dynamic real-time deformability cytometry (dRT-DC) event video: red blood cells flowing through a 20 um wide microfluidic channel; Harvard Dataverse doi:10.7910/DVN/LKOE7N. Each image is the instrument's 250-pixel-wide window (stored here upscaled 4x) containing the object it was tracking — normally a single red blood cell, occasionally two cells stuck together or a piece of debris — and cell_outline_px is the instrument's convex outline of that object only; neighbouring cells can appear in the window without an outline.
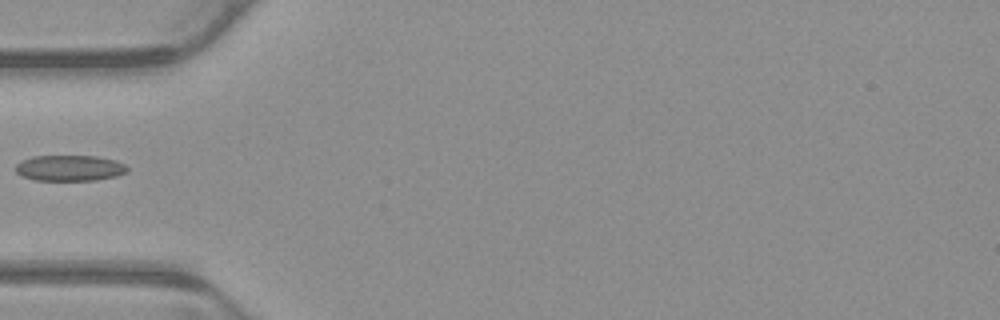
{"species": "common noctule bat (a hibernating species)", "species_latin": "Nyctalus noctula", "temperature_condition": "warm", "stored_images_in_passage": 2, "camera_frame_rate_fps": 3000, "um_per_image_px": 0.085, "animal": {"sex": "male", "body_mass_g": 23.1, "forearm_length_mm": 52.7}, "frame": {"image": 1, "passage_image": 1, "time_ms": 0.0, "image_size_px": [1000, 320], "cell_outline_px": [[128, 172], [116, 176], [96, 180], [36, 180], [24, 176], [16, 172], [16, 164], [20, 160], [32, 156], [96, 156], [116, 160], [124, 164], [128, 168]], "centroid_in_image_um": [5.93, 14.27], "position_along_channel_um": 79.1, "area_um2": 16.82}}
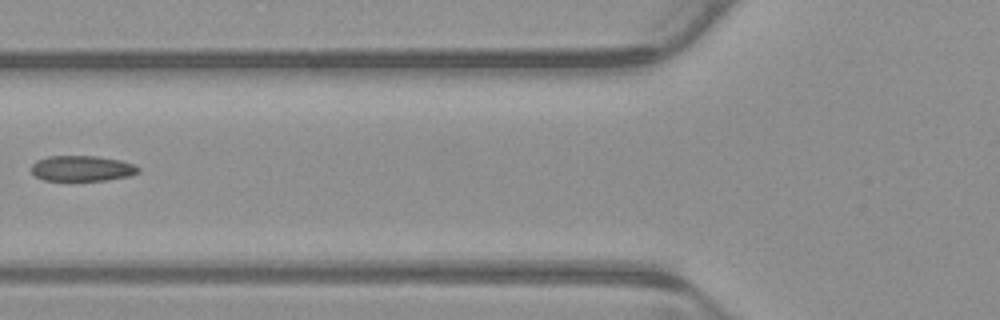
{"frame": {"image": 2, "passage_image": 2, "time_ms": 0.333, "image_size_px": [1000, 320], "cell_outline_px": [[140, 172], [128, 176], [108, 180], [44, 180], [36, 176], [32, 172], [32, 164], [36, 160], [48, 156], [96, 156], [120, 160], [132, 164], [140, 168]], "centroid_in_image_um": [6.97, 14.31], "position_along_channel_um": 118.8, "area_um2": 15.84}}